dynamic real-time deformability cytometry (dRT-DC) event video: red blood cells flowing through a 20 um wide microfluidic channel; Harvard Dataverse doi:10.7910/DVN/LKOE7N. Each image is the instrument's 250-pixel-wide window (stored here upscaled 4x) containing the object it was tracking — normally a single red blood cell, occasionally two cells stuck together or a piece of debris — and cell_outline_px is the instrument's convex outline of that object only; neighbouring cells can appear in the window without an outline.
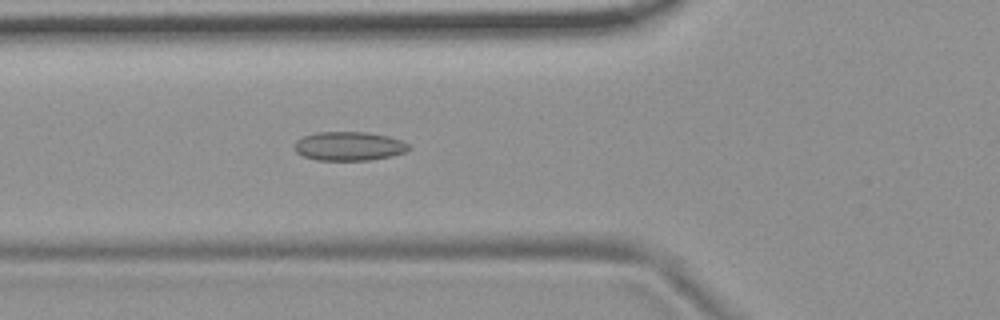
{"species": "common noctule bat (a hibernating species)", "species_latin": "Nyctalus noctula", "temperature_condition": "room temperature", "stored_images_in_passage": 6, "camera_frame_rate_fps": 3000, "um_per_image_px": 0.085, "animal": {"sex": "female", "body_mass_g": 19.9}, "frame": {"image": 1, "passage_image": 6, "time_ms": 1.667, "image_size_px": [1000, 320], "cell_outline_px": [[412, 148], [404, 152], [392, 156], [368, 160], [316, 160], [304, 156], [296, 152], [296, 140], [304, 136], [316, 132], [368, 132], [388, 136], [400, 140], [408, 144]], "centroid_in_image_um": [29.68, 12.42], "position_along_channel_um": 96.1, "area_um2": 19.19}}